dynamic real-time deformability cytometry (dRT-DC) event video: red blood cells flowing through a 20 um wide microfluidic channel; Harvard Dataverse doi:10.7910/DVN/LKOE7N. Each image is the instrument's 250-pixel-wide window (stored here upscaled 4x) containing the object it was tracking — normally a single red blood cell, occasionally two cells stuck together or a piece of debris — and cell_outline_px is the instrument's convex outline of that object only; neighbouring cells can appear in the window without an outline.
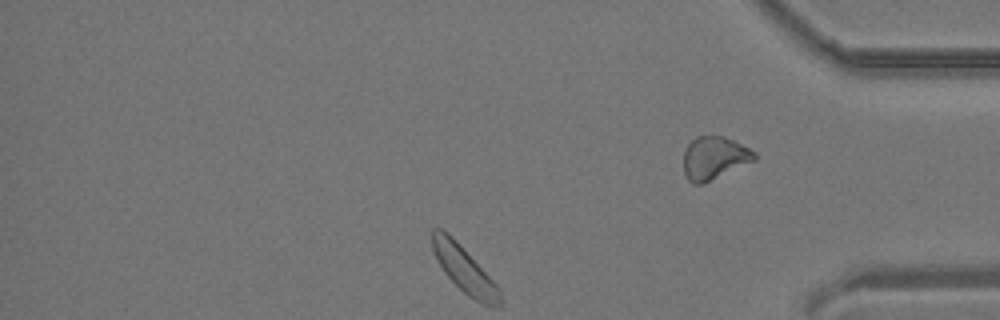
{"species": "common noctule bat (a hibernating species)", "species_latin": "Nyctalus noctula", "temperature_condition": "room temperature", "stored_images_in_passage": 20, "segment_of_instrument_passage": [2, 2], "camera_frame_rate_fps": 3000, "um_per_image_px": 0.085, "animal": {"sex": "male", "body_mass_g": 19.2, "forearm_length_mm": 51.8}, "frame": {"image": 1, "passage_image": 20, "time_ms": 6.333, "image_size_px": [1000, 320], "cell_outline_px": [[756, 160], [700, 184], [692, 184], [688, 180], [684, 172], [684, 152], [688, 144], [696, 136], [724, 136], [756, 152]], "centroid_in_image_um": [60.7, 13.41], "position_along_channel_um": 374.5, "area_um2": 17.4}}